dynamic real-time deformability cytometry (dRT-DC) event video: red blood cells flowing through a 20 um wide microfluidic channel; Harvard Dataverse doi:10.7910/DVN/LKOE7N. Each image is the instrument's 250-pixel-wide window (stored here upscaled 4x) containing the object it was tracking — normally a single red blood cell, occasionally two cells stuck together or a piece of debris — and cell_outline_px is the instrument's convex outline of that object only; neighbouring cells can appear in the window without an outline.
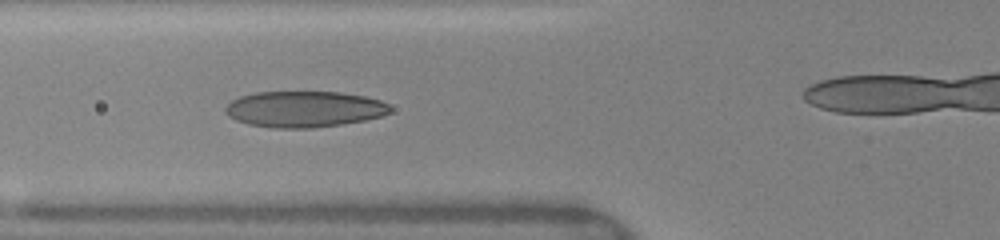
{"species": "human", "species_latin": "Homo sapiens", "temperature_condition": "warm", "stored_images_in_passage": 18, "camera_frame_rate_fps": 3000, "um_per_image_px": 0.085, "donor": {"sex": "female"}, "frame": {"image": 1, "passage_image": 3, "time_ms": 2.0, "image_size_px": [1000, 240], "cell_outline_px": [[392, 112], [380, 116], [364, 120], [340, 124], [312, 128], [272, 128], [248, 124], [236, 120], [228, 116], [224, 112], [224, 108], [232, 100], [240, 96], [256, 92], [340, 92], [364, 96], [380, 100], [388, 104], [392, 108]], "centroid_in_image_um": [25.84, 9.27], "position_along_channel_um": 100.0, "area_um2": 34.74}}
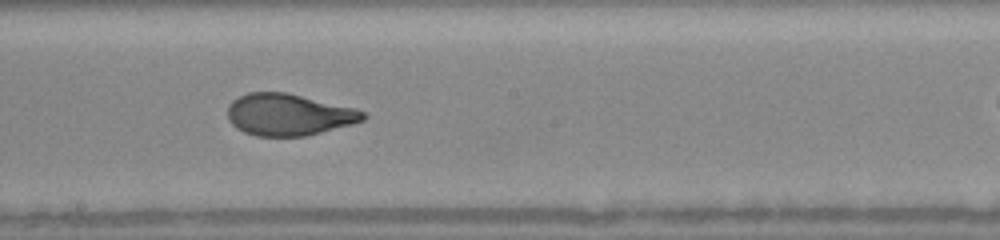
{"frame": {"image": 2, "passage_image": 11, "time_ms": 5.0, "image_size_px": [1000, 240], "cell_outline_px": [[368, 116], [364, 120], [352, 124], [304, 136], [256, 136], [244, 132], [236, 128], [228, 120], [228, 104], [232, 100], [248, 92], [288, 92], [356, 108], [364, 112]], "centroid_in_image_um": [24.53, 9.73], "position_along_channel_um": 223.7, "area_um2": 33.12}}